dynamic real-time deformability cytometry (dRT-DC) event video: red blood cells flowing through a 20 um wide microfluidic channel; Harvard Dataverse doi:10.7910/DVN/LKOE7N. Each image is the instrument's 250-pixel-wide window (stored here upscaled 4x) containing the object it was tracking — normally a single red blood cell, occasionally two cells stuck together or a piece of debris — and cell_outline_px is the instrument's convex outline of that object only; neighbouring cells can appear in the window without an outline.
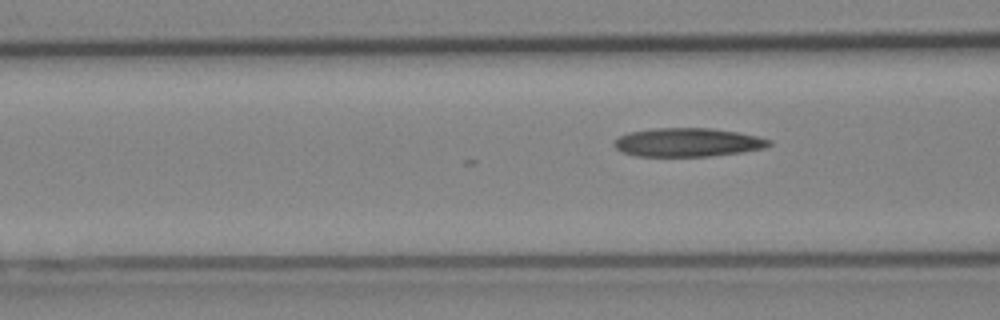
{"species": "Egyptian fruit bat (a non-hibernating species)", "species_latin": "Rousettus aegyptiacus", "temperature_condition": "cold", "stored_images_in_passage": 14, "camera_frame_rate_fps": 3000, "um_per_image_px": 0.085, "animal": {"sex": "female"}, "frame": {"image": 1, "passage_image": 14, "time_ms": 4.333, "image_size_px": [1000, 320], "cell_outline_px": [[772, 144], [764, 148], [744, 152], [708, 156], [636, 156], [624, 152], [616, 148], [612, 144], [620, 136], [628, 132], [652, 128], [708, 128], [736, 132], [756, 136], [772, 140]], "centroid_in_image_um": [58.46, 12.1], "position_along_channel_um": 108.1, "area_um2": 25.78}}